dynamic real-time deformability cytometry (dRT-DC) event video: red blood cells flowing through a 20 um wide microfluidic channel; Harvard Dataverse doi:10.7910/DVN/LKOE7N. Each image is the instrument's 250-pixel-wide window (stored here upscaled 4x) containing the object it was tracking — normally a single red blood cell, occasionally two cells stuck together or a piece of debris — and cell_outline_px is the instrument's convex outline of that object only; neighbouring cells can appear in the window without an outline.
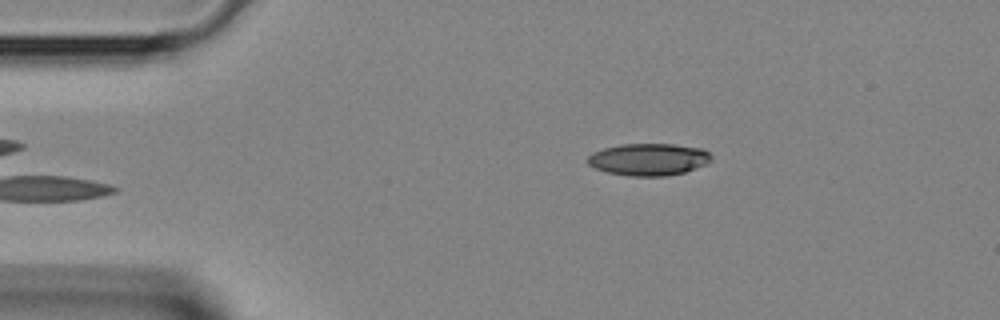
{"species": "Egyptian fruit bat (a non-hibernating species)", "species_latin": "Rousettus aegyptiacus", "temperature_condition": "room temperature", "stored_images_in_passage": 2, "camera_frame_rate_fps": 3000, "um_per_image_px": 0.085, "animal": {"sex": "female"}, "frame": {"image": 1, "passage_image": 2, "time_ms": 0.333, "image_size_px": [1000, 320], "cell_outline_px": [[712, 160], [708, 164], [684, 172], [664, 176], [628, 176], [608, 172], [596, 168], [588, 164], [588, 156], [592, 152], [604, 148], [620, 144], [672, 144], [704, 148], [712, 156]], "centroid_in_image_um": [55.17, 13.54], "position_along_channel_um": 29.8, "area_um2": 23.24}}